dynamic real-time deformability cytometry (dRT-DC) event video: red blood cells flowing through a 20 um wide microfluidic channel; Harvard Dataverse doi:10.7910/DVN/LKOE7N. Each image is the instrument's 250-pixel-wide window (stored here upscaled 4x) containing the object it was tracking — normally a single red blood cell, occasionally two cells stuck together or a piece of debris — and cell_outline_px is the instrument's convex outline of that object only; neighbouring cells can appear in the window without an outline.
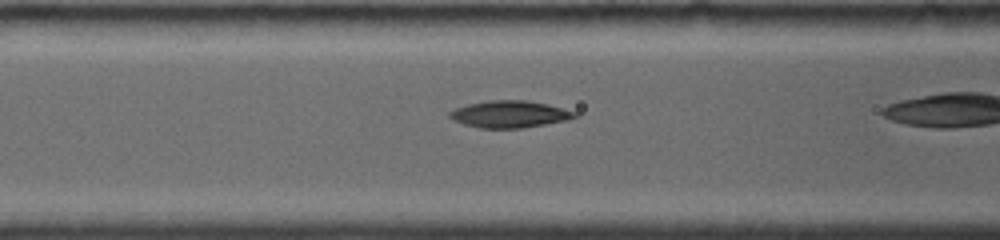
{"species": "common noctule bat (a hibernating species)", "species_latin": "Nyctalus noctula", "temperature_condition": "room temperature", "stored_images_in_passage": 41, "camera_frame_rate_fps": 4000, "um_per_image_px": 0.085, "animal": {"sex": "female", "body_mass_g": 19.0, "forearm_length_mm": 56.7}, "frame": {"image": 1, "passage_image": 13, "time_ms": 3.75, "image_size_px": [1000, 240], "cell_outline_px": [[576, 116], [568, 120], [520, 128], [480, 128], [464, 124], [448, 116], [448, 112], [456, 108], [468, 104], [488, 100], [528, 100], [576, 112]], "centroid_in_image_um": [43.28, 9.7], "position_along_channel_um": 123.3, "area_um2": 19.31}}
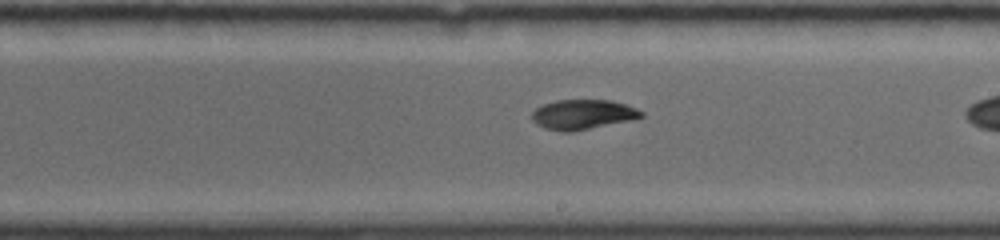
{"frame": {"image": 2, "passage_image": 24, "time_ms": 6.75, "image_size_px": [1000, 240], "cell_outline_px": [[644, 116], [572, 132], [564, 132], [544, 128], [532, 120], [532, 112], [536, 108], [544, 104], [556, 100], [612, 100], [636, 108], [644, 112]], "centroid_in_image_um": [49.5, 9.72], "position_along_channel_um": 239.5, "area_um2": 18.67}}
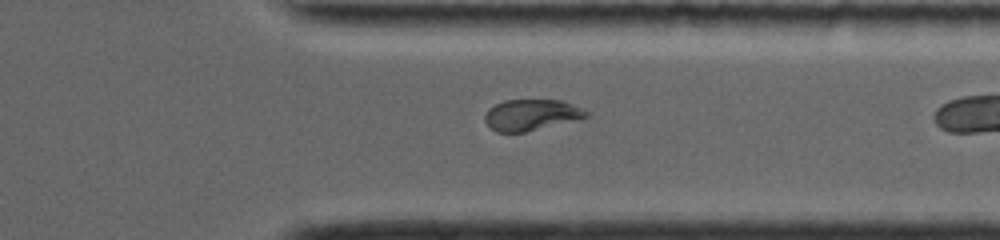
{"frame": {"image": 3, "passage_image": 38, "time_ms": 10.0, "image_size_px": [1000, 240], "cell_outline_px": [[588, 116], [524, 132], [496, 132], [484, 120], [484, 116], [488, 108], [504, 100], [560, 100], [572, 104], [588, 112]], "centroid_in_image_um": [45.09, 9.75], "position_along_channel_um": 366.3, "area_um2": 17.92}}